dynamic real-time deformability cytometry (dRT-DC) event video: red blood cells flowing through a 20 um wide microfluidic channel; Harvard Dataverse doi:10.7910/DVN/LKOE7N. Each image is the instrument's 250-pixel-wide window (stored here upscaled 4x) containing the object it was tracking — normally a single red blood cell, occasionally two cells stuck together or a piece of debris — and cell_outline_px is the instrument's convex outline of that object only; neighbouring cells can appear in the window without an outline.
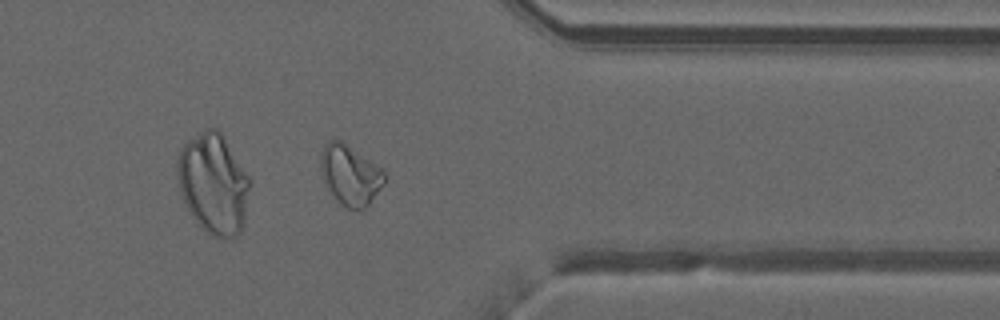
{"species": "common noctule bat (a hibernating species)", "species_latin": "Nyctalus noctula", "temperature_condition": "warm", "stored_images_in_passage": 36, "camera_frame_rate_fps": 3000, "um_per_image_px": 0.085, "animal": {"sex": "male", "forearm_length_mm": 52.5}, "frame": {"image": 1, "passage_image": 26, "time_ms": 8.333, "image_size_px": [1000, 320], "cell_outline_px": [[384, 184], [368, 204], [364, 208], [348, 208], [324, 184], [320, 168], [320, 152], [324, 144], [328, 140], [340, 140], [384, 168]], "centroid_in_image_um": [29.76, 14.81], "position_along_channel_um": 381.6, "area_um2": 22.02}}
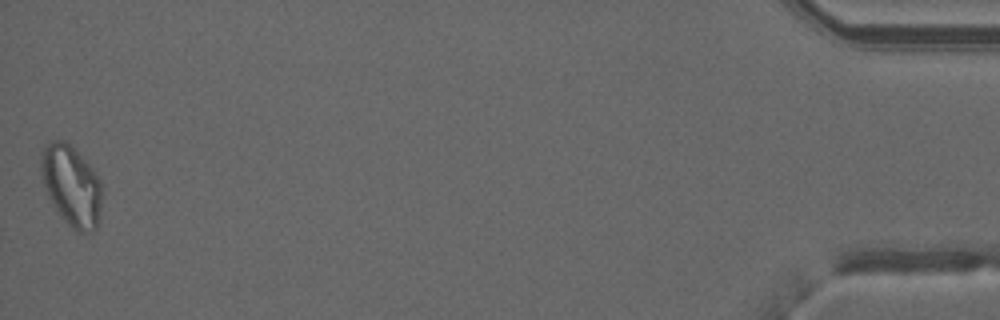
{"frame": {"image": 2, "passage_image": 36, "time_ms": 11.667, "image_size_px": [1000, 320], "cell_outline_px": [[100, 216], [96, 228], [92, 232], [76, 232], [56, 212], [48, 196], [40, 172], [40, 152], [44, 144], [52, 140], [64, 140], [96, 172], [100, 180]], "centroid_in_image_um": [6.03, 15.79], "position_along_channel_um": 429.2, "area_um2": 28.61}, "authors_computed_cell_mechanics": {"area_um2": 22.0507, "velocity_mm_per_s": 4.0271, "shape_relaxation_time_tau1_ms": null, "shape_relaxation_time_tau2_ms": 1.153, "deformation_change_tau1": null, "deformation_change_tau2": 0.0737}}